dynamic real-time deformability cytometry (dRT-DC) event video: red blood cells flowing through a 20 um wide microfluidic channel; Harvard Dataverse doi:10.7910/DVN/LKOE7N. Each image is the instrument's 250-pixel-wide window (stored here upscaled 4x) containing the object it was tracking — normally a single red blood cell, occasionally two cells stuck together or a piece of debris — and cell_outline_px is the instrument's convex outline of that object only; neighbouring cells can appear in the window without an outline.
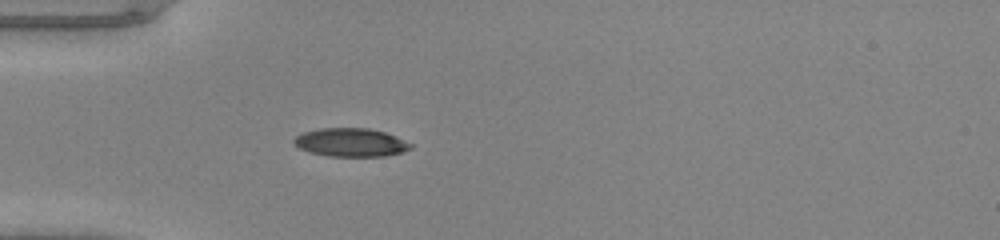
{"species": "common noctule bat (a hibernating species)", "species_latin": "Nyctalus noctula", "temperature_condition": "warm", "stored_images_in_passage": 34, "camera_frame_rate_fps": 3000, "um_per_image_px": 0.085, "animal": {"sex": "male", "body_mass_g": 20.0, "forearm_length_mm": 53.3}, "frame": {"image": 1, "passage_image": 1, "time_ms": 0.0, "image_size_px": [1000, 240], "cell_outline_px": [[412, 148], [404, 152], [384, 156], [328, 156], [308, 152], [292, 144], [292, 140], [296, 136], [304, 132], [320, 128], [368, 128], [384, 132], [412, 144]], "centroid_in_image_um": [29.78, 12.11], "position_along_channel_um": 55.2, "area_um2": 19.31}}
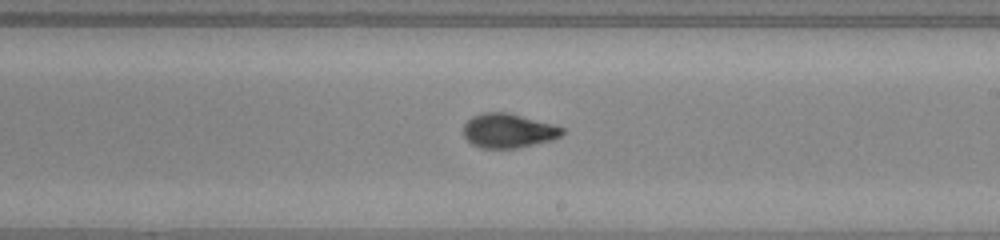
{"frame": {"image": 2, "passage_image": 15, "time_ms": 4.667, "image_size_px": [1000, 240], "cell_outline_px": [[564, 132], [560, 136], [552, 140], [516, 148], [480, 148], [472, 144], [464, 136], [464, 124], [472, 116], [484, 112], [504, 112], [552, 124], [564, 128]], "centroid_in_image_um": [43.18, 11.12], "position_along_channel_um": 245.8, "area_um2": 19.48}}
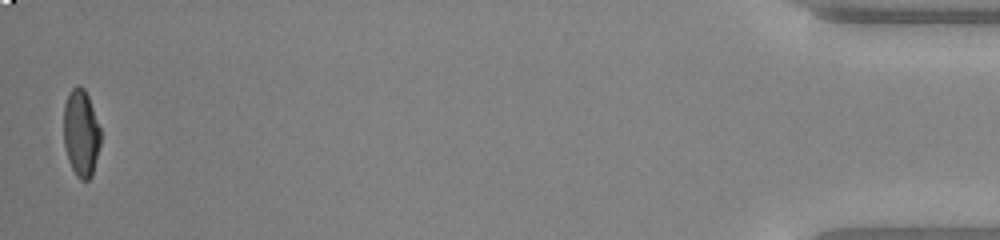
{"frame": {"image": 3, "passage_image": 34, "time_ms": 11.0, "image_size_px": [1000, 240], "cell_outline_px": [[100, 144], [92, 176], [88, 180], [80, 180], [76, 176], [68, 160], [64, 144], [64, 104], [72, 88], [76, 84], [80, 84], [84, 88], [88, 96], [100, 128]], "centroid_in_image_um": [6.88, 11.31], "position_along_channel_um": 428.3, "area_um2": 18.73}}